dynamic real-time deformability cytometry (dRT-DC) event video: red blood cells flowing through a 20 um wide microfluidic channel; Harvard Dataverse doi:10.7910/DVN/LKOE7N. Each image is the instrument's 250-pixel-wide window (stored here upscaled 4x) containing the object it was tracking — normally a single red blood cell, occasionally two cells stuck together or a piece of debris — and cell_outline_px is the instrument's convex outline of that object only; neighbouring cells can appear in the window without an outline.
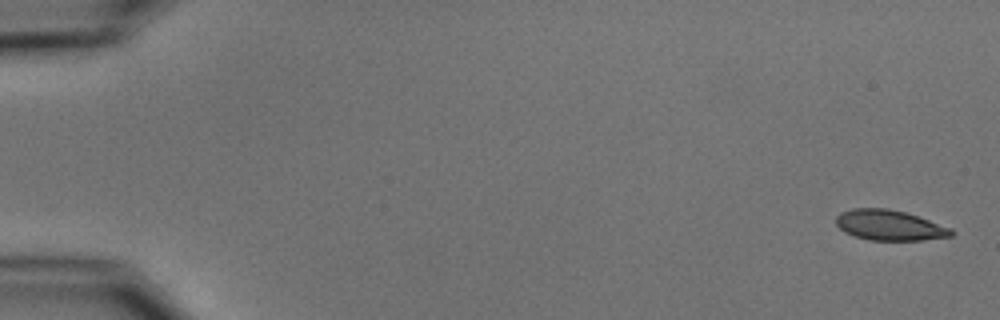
{"species": "common noctule bat (a hibernating species)", "species_latin": "Nyctalus noctula", "temperature_condition": "cold", "stored_images_in_passage": 6, "camera_frame_rate_fps": 3000, "um_per_image_px": 0.085, "animal": {"sex": "male", "body_mass_g": 15.6}, "frame": {"image": 1, "passage_image": 1, "time_ms": 0.0, "image_size_px": [1000, 320], "cell_outline_px": [[956, 232], [952, 236], [920, 240], [868, 240], [844, 232], [836, 224], [836, 216], [840, 212], [852, 208], [888, 208], [904, 212], [952, 228]], "centroid_in_image_um": [75.6, 19.14], "position_along_channel_um": 9.4, "area_um2": 20.35}}